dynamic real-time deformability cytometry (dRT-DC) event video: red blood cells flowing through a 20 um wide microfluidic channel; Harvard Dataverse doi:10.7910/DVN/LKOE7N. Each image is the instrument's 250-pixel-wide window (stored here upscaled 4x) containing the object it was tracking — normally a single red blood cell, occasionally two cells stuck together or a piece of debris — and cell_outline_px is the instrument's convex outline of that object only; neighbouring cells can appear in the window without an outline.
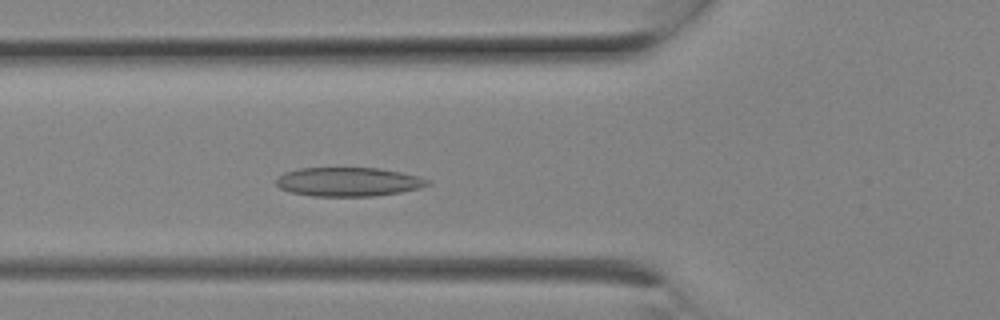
{"species": "Egyptian fruit bat (a non-hibernating species)", "species_latin": "Rousettus aegyptiacus", "temperature_condition": "room temperature", "stored_images_in_passage": 7, "camera_frame_rate_fps": 3000, "um_per_image_px": 0.085, "animal": {"sex": "female"}, "frame": {"image": 1, "passage_image": 7, "time_ms": 2.0, "image_size_px": [1000, 320], "cell_outline_px": [[432, 184], [420, 188], [400, 192], [372, 196], [312, 196], [292, 192], [280, 188], [276, 184], [276, 176], [284, 172], [300, 168], [380, 168], [420, 176], [432, 180]], "centroid_in_image_um": [29.64, 15.45], "position_along_channel_um": 96.2, "area_um2": 25.72}}